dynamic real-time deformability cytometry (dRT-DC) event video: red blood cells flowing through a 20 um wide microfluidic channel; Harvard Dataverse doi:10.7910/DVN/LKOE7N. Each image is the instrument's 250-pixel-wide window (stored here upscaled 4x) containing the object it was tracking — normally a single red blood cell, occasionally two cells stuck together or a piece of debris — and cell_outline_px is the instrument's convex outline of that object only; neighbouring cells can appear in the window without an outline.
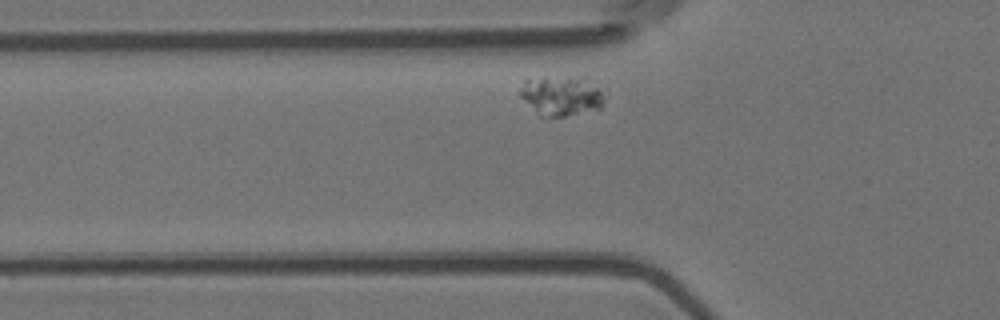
{"species": "Egyptian fruit bat (a non-hibernating species)", "species_latin": "Rousettus aegyptiacus", "temperature_condition": "room temperature", "stored_images_in_passage": 44, "camera_frame_rate_fps": 3000, "um_per_image_px": 0.085, "animal": {"sex": "female"}, "frame": {"image": 1, "passage_image": 3, "time_ms": 0.667, "image_size_px": [1000, 320], "cell_outline_px": [[604, 100], [600, 108], [564, 116], [540, 116], [516, 92], [524, 80], [544, 76], [588, 76], [604, 96]], "centroid_in_image_um": [47.68, 8.08], "position_along_channel_um": 78.1, "area_um2": 19.94}}
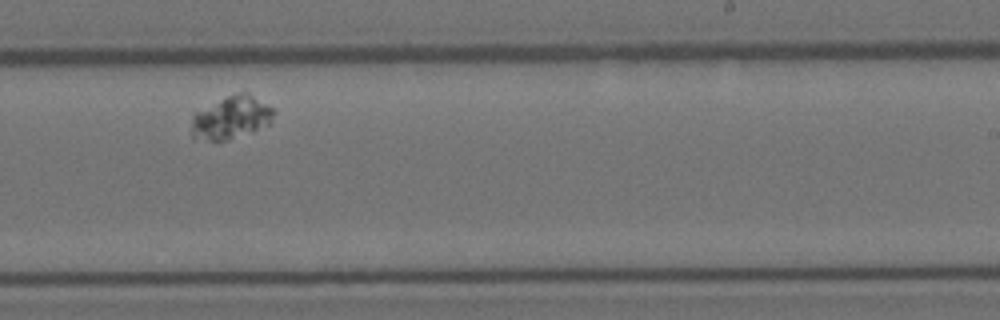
{"frame": {"image": 2, "passage_image": 21, "time_ms": 6.667, "image_size_px": [1000, 320], "cell_outline_px": [[276, 112], [268, 124], [252, 132], [228, 140], [192, 140], [192, 112], [228, 96], [240, 92], [248, 92], [276, 108]], "centroid_in_image_um": [19.65, 9.99], "position_along_channel_um": 269.3, "area_um2": 20.87}}
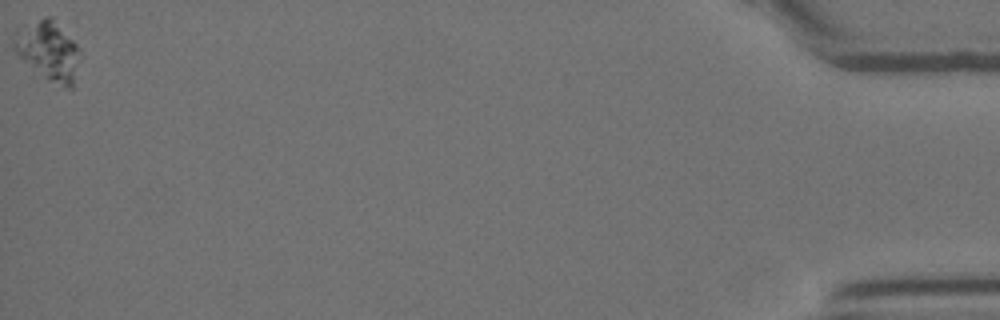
{"frame": {"image": 3, "passage_image": 44, "time_ms": 14.333, "image_size_px": [1000, 320], "cell_outline_px": [[76, 52], [72, 88], [64, 88], [48, 80], [24, 60], [12, 48], [12, 32], [16, 28], [44, 16], [52, 16], [76, 44]], "centroid_in_image_um": [3.99, 4.23], "position_along_channel_um": 431.2, "area_um2": 22.2}}